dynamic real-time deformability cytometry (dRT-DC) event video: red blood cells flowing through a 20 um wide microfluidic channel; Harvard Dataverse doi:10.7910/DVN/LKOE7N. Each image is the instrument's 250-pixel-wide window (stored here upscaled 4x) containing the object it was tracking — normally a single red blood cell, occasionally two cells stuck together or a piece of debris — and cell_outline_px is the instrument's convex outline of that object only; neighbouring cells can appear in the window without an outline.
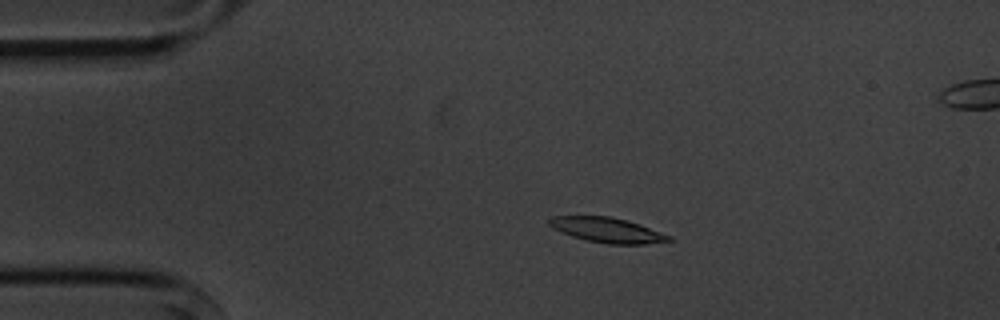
{"species": "common noctule bat (a hibernating species)", "species_latin": "Nyctalus noctula", "temperature_condition": "cold", "stored_images_in_passage": 5, "camera_frame_rate_fps": 3000, "um_per_image_px": 0.085, "animal": {"sex": "male", "body_mass_g": 20.1, "forearm_length_mm": 53.5}, "frame": {"image": 1, "passage_image": 3, "time_ms": 2.333, "image_size_px": [1000, 320], "cell_outline_px": [[672, 240], [644, 244], [608, 244], [584, 240], [572, 236], [552, 228], [548, 224], [548, 220], [552, 216], [608, 216], [628, 220], [640, 224], [672, 236]], "centroid_in_image_um": [51.6, 19.55], "position_along_channel_um": 33.4, "area_um2": 17.46}}